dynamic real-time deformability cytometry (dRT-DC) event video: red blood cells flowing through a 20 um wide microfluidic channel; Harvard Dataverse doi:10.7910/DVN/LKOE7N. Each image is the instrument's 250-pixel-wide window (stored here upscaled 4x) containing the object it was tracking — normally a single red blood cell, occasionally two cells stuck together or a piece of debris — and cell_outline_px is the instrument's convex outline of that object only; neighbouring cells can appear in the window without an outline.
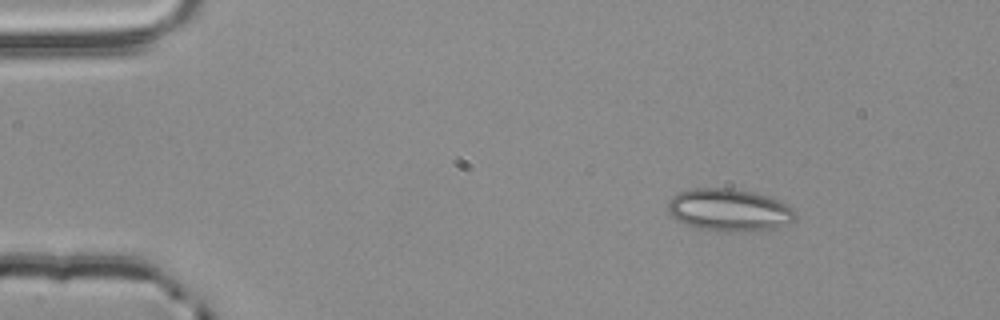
{"species": "common noctule bat (a hibernating species)", "species_latin": "Nyctalus noctula", "temperature_condition": "room temperature", "stored_images_in_passage": 4, "camera_frame_rate_fps": 3000, "um_per_image_px": 0.085, "animal": {"sex": "male", "body_mass_g": 20.4}, "frame": {"image": 1, "passage_image": 4, "time_ms": 1.0, "image_size_px": [1000, 320], "cell_outline_px": [[796, 220], [768, 232], [724, 232], [700, 228], [676, 220], [668, 212], [668, 200], [676, 192], [692, 188], [732, 188], [752, 192], [768, 196], [792, 208]], "centroid_in_image_um": [61.98, 17.87], "position_along_channel_um": 23.0, "area_um2": 31.96}}